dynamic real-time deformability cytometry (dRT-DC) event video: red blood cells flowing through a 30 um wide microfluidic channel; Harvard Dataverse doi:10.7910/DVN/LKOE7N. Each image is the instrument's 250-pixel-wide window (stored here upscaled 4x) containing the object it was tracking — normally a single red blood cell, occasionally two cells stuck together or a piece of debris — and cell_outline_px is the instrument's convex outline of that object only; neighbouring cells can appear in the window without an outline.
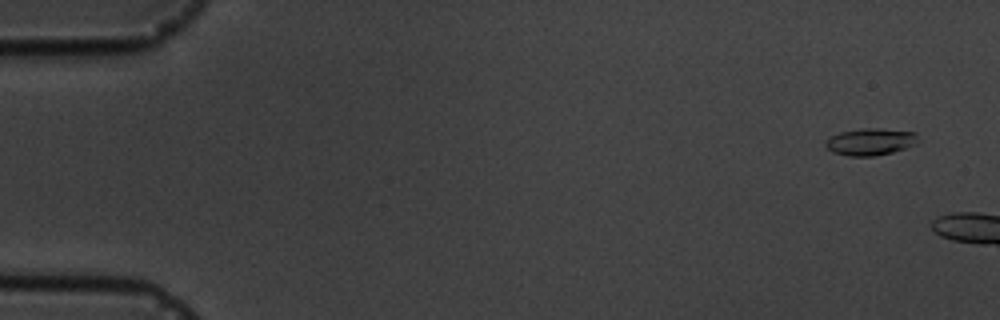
{"species": "common noctule bat (a hibernating species)", "species_latin": "Nyctalus noctula", "temperature_condition": "cold", "stored_images_in_passage": 2, "camera_frame_rate_fps": 3000, "um_per_image_px": 0.085, "animal": {"sex": "male", "body_mass_g": 19.5, "forearm_length_mm": 54.6}, "frame": {"image": 1, "passage_image": 1, "time_ms": 0.0, "image_size_px": [1000, 320], "cell_outline_px": [[916, 144], [892, 152], [876, 156], [848, 156], [832, 152], [824, 144], [832, 136], [840, 132], [864, 128], [876, 128], [916, 132]], "centroid_in_image_um": [73.97, 12.05], "position_along_channel_um": 11.0, "area_um2": 14.33}}